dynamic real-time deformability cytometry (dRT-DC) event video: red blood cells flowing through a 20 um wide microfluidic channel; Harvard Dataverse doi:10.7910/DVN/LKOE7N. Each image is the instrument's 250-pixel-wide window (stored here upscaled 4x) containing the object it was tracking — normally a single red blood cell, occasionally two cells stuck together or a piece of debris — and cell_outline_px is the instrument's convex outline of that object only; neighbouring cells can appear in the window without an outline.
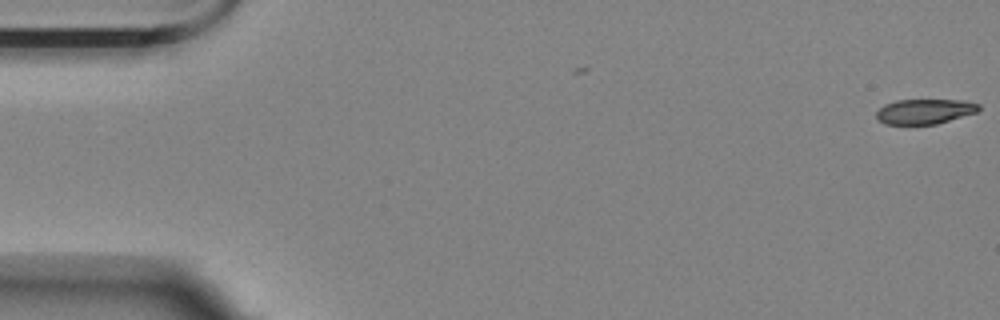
{"species": "Egyptian fruit bat (a non-hibernating species)", "species_latin": "Rousettus aegyptiacus", "temperature_condition": "room temperature", "stored_images_in_passage": 6, "camera_frame_rate_fps": 3000, "um_per_image_px": 0.085, "animal": {"sex": "female"}, "frame": {"image": 1, "passage_image": 1, "time_ms": 0.0, "image_size_px": [1000, 320], "cell_outline_px": [[980, 108], [976, 112], [936, 124], [884, 124], [876, 116], [876, 112], [884, 104], [896, 100], [960, 100], [980, 104]], "centroid_in_image_um": [78.58, 9.46], "position_along_channel_um": 6.4, "area_um2": 14.74}}